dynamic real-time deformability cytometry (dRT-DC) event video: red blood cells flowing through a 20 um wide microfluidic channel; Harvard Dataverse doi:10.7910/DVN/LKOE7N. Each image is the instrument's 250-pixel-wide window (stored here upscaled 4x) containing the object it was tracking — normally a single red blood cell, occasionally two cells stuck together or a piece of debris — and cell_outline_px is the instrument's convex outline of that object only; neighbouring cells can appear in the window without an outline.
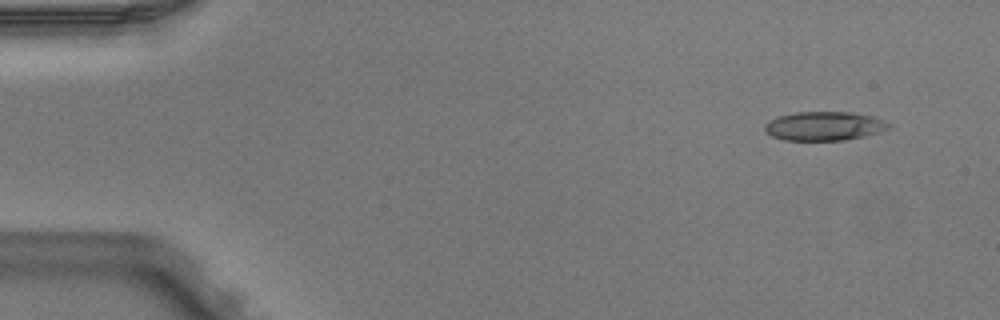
{"species": "Egyptian fruit bat (a non-hibernating species)", "species_latin": "Rousettus aegyptiacus", "temperature_condition": "warm", "stored_images_in_passage": 4, "camera_frame_rate_fps": 3000, "um_per_image_px": 0.085, "animal": {"sex": "male"}, "frame": {"image": 1, "passage_image": 1, "time_ms": 0.0, "image_size_px": [1000, 320], "cell_outline_px": [[892, 124], [888, 128], [864, 136], [844, 140], [784, 140], [772, 136], [764, 128], [764, 124], [768, 120], [776, 116], [796, 112], [848, 112], [872, 116]], "centroid_in_image_um": [70.0, 10.71], "position_along_channel_um": 15.0, "area_um2": 20.75}}
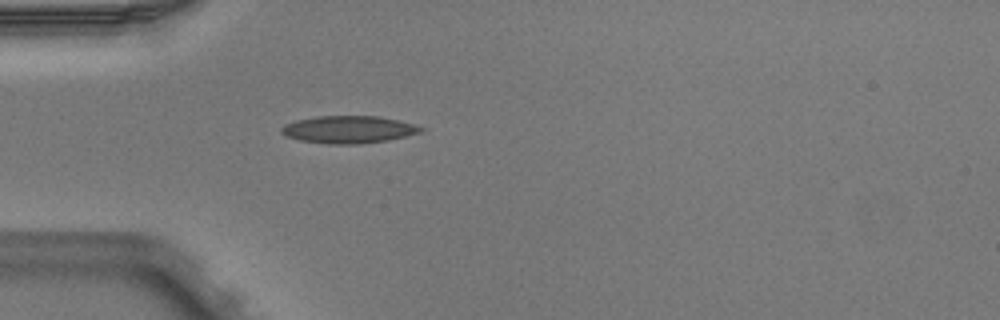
{"frame": {"image": 2, "passage_image": 4, "time_ms": 1.0, "image_size_px": [1000, 320], "cell_outline_px": [[424, 128], [420, 132], [388, 140], [356, 144], [328, 144], [300, 140], [288, 136], [280, 132], [280, 128], [284, 124], [296, 120], [316, 116], [380, 116], [416, 124]], "centroid_in_image_um": [29.61, 11.0], "position_along_channel_um": 55.4, "area_um2": 22.2}}